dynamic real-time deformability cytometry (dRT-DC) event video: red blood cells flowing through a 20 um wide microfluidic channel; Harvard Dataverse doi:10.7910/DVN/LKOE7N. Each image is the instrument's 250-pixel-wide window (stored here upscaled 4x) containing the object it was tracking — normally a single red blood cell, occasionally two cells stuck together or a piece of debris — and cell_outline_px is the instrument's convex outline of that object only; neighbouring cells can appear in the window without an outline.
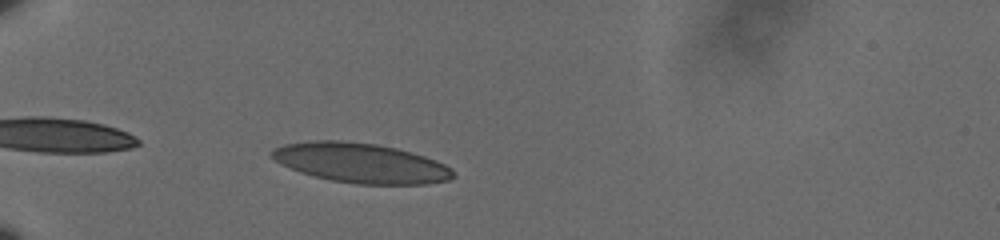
{"species": "human", "species_latin": "Homo sapiens", "temperature_condition": "cold", "stored_images_in_passage": 39, "camera_frame_rate_fps": 3000, "um_per_image_px": 0.085, "donor": {"sex": "male"}, "frame": {"image": 1, "passage_image": 3, "time_ms": 0.667, "image_size_px": [1000, 240], "cell_outline_px": [[456, 176], [448, 180], [428, 184], [360, 184], [332, 180], [300, 172], [280, 164], [268, 156], [268, 152], [284, 144], [308, 140], [344, 140], [376, 144], [396, 148], [412, 152], [436, 160], [452, 168], [456, 172]], "centroid_in_image_um": [30.66, 13.84], "position_along_channel_um": 54.3, "area_um2": 42.31}}
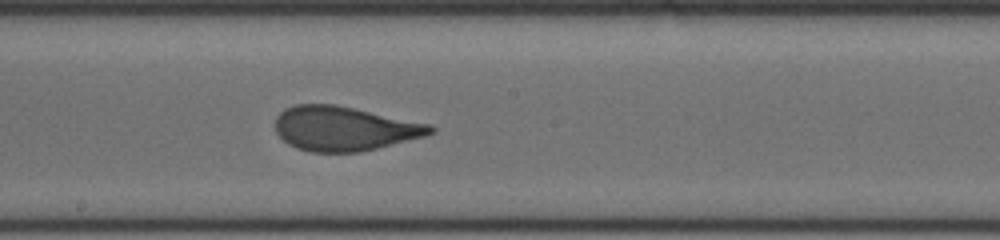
{"frame": {"image": 2, "passage_image": 19, "time_ms": 6.0, "image_size_px": [1000, 240], "cell_outline_px": [[436, 132], [424, 136], [360, 152], [308, 152], [296, 148], [288, 144], [276, 132], [276, 116], [284, 108], [296, 104], [336, 104], [432, 124], [436, 128]], "centroid_in_image_um": [29.26, 10.92], "position_along_channel_um": 218.9, "area_um2": 40.29}}
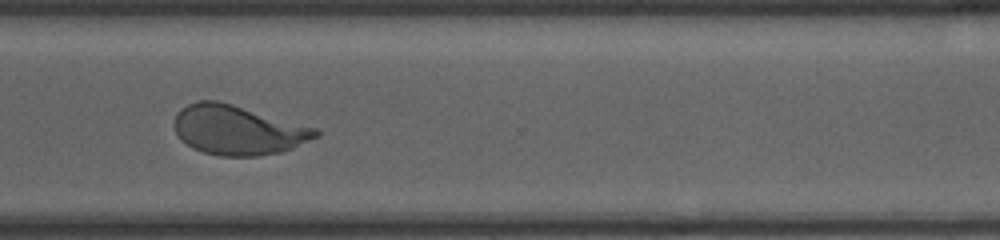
{"frame": {"image": 3, "passage_image": 30, "time_ms": 9.667, "image_size_px": [1000, 240], "cell_outline_px": [[320, 136], [292, 148], [280, 152], [256, 156], [220, 156], [204, 152], [192, 148], [180, 140], [172, 124], [176, 112], [180, 108], [188, 104], [200, 100], [216, 100], [232, 104], [316, 128], [320, 132]], "centroid_in_image_um": [20.17, 11.05], "position_along_channel_um": 350.4, "area_um2": 40.86}, "authors_computed_cell_mechanics": {"area_um2": 40.4022, "velocity_mm_per_s": 3.6071, "shape_relaxation_time_tau1_ms": 6.1787, "shape_relaxation_time_tau2_ms": 0.7228, "deformation_change_tau1": 0.2117, "deformation_change_tau2": 0.076}}